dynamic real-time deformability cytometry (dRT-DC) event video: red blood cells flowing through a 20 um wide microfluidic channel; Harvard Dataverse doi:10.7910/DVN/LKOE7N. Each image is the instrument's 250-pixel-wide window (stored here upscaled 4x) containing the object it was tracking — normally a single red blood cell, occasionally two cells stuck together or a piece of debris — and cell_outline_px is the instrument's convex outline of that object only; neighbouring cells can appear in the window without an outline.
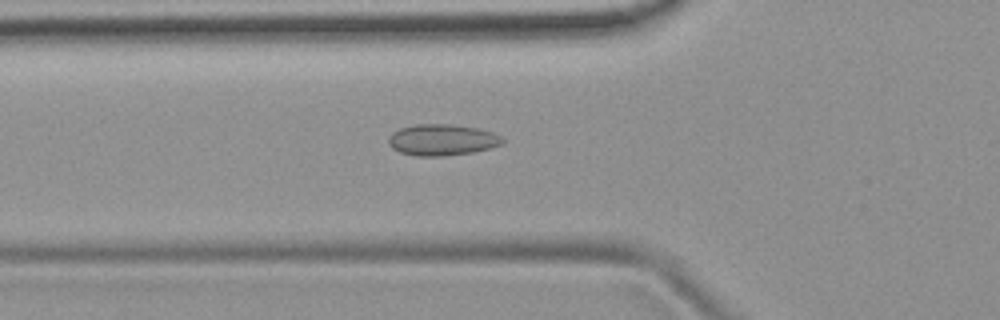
{"species": "common noctule bat (a hibernating species)", "species_latin": "Nyctalus noctula", "temperature_condition": "room temperature", "stored_images_in_passage": 32, "camera_frame_rate_fps": 3000, "um_per_image_px": 0.085, "animal": {"sex": "female", "body_mass_g": 19.9}, "frame": {"image": 1, "passage_image": 2, "time_ms": 0.333, "image_size_px": [1000, 320], "cell_outline_px": [[504, 144], [492, 148], [472, 152], [444, 156], [416, 156], [400, 152], [392, 148], [388, 144], [388, 136], [392, 132], [400, 128], [416, 124], [452, 124], [476, 128], [492, 132], [500, 136], [504, 140]], "centroid_in_image_um": [37.57, 11.89], "position_along_channel_um": 88.2, "area_um2": 20.92}}
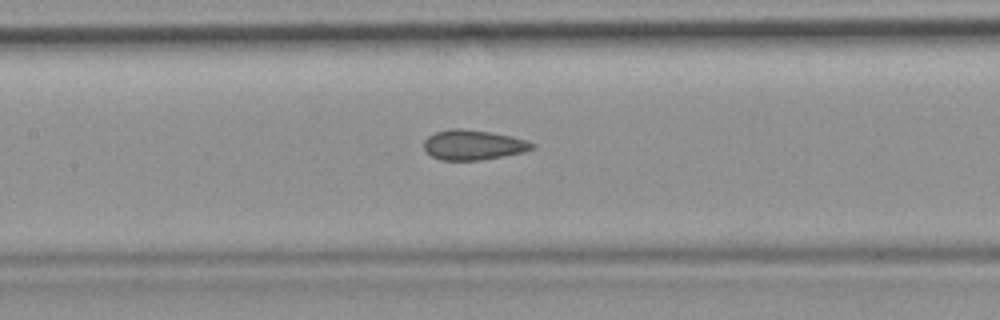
{"frame": {"image": 2, "passage_image": 8, "time_ms": 2.333, "image_size_px": [1000, 320], "cell_outline_px": [[536, 148], [524, 152], [504, 156], [480, 160], [440, 160], [432, 156], [424, 148], [424, 140], [428, 136], [436, 132], [452, 128], [460, 128], [492, 132], [512, 136], [528, 140], [536, 144]], "centroid_in_image_um": [40.27, 12.31], "position_along_channel_um": 167.1, "area_um2": 19.07}}
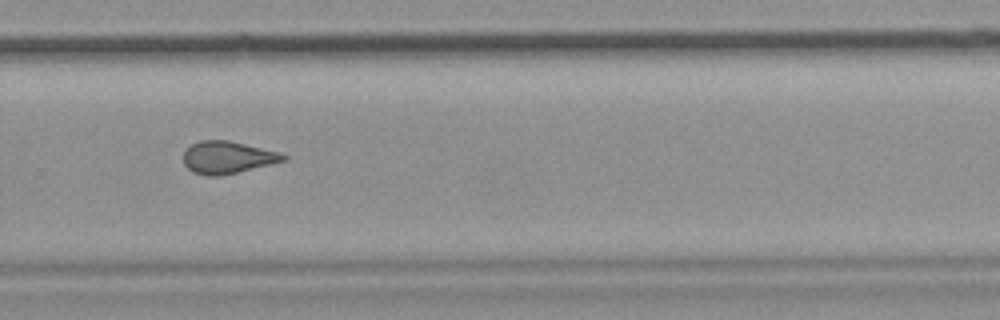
{"frame": {"image": 3, "passage_image": 19, "time_ms": 6.0, "image_size_px": [1000, 320], "cell_outline_px": [[288, 160], [220, 176], [208, 176], [192, 172], [184, 164], [184, 152], [192, 144], [200, 140], [228, 140], [280, 152], [288, 156]], "centroid_in_image_um": [19.36, 13.38], "position_along_channel_um": 310.4, "area_um2": 18.79}}